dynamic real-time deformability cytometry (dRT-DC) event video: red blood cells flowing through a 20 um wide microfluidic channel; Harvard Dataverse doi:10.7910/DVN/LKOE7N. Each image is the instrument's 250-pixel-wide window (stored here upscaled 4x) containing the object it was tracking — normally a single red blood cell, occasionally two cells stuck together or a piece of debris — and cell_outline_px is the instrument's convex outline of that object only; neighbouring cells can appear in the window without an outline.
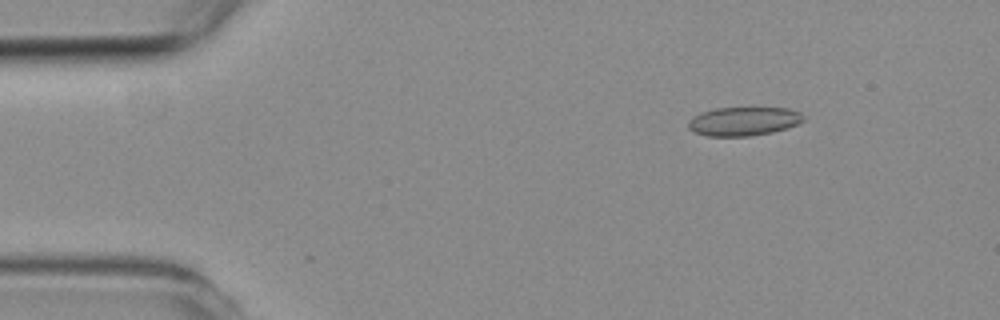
{"species": "common noctule bat (a hibernating species)", "species_latin": "Nyctalus noctula", "temperature_condition": "room temperature", "stored_images_in_passage": 6, "camera_frame_rate_fps": 3000, "um_per_image_px": 0.085, "animal": {"sex": "female", "body_mass_g": 19.3, "forearm_length_mm": 54.1}, "frame": {"image": 1, "passage_image": 2, "time_ms": 1.0, "image_size_px": [1000, 320], "cell_outline_px": [[804, 120], [796, 124], [772, 132], [752, 136], [708, 136], [696, 132], [688, 128], [688, 120], [692, 116], [716, 108], [788, 108], [800, 112], [804, 116]], "centroid_in_image_um": [63.2, 10.31], "position_along_channel_um": 21.8, "area_um2": 19.13}}
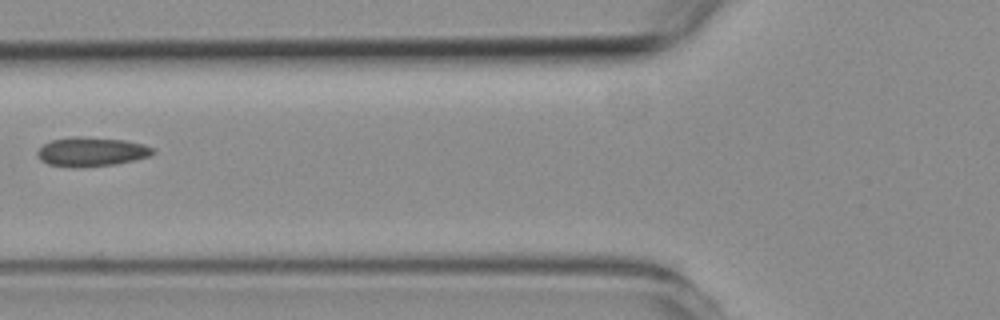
{"frame": {"image": 2, "passage_image": 5, "time_ms": 5.333, "image_size_px": [1000, 320], "cell_outline_px": [[156, 152], [148, 156], [116, 164], [80, 168], [72, 168], [48, 164], [40, 160], [36, 156], [36, 152], [44, 144], [52, 140], [72, 136], [84, 136], [124, 140], [144, 144], [156, 148]], "centroid_in_image_um": [7.75, 12.9], "position_along_channel_um": 118.0, "area_um2": 19.94}}
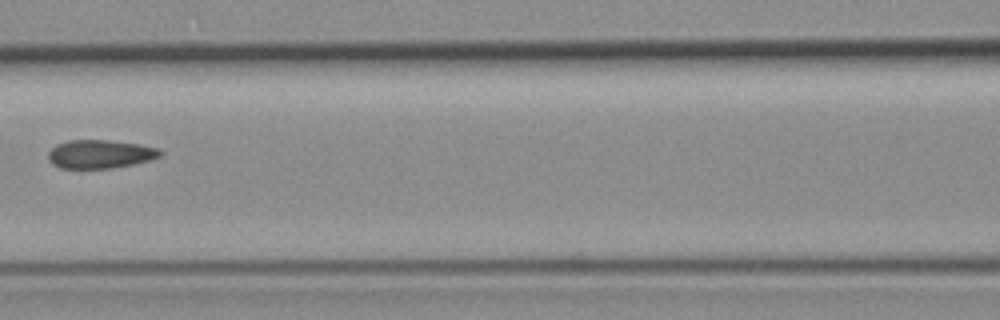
{"frame": {"image": 3, "passage_image": 6, "time_ms": 6.333, "image_size_px": [1000, 320], "cell_outline_px": [[164, 152], [160, 156], [152, 160], [112, 168], [60, 168], [52, 164], [48, 160], [48, 152], [56, 144], [68, 140], [108, 140], [140, 144], [156, 148]], "centroid_in_image_um": [8.5, 13.09], "position_along_channel_um": 158.1, "area_um2": 18.67}}